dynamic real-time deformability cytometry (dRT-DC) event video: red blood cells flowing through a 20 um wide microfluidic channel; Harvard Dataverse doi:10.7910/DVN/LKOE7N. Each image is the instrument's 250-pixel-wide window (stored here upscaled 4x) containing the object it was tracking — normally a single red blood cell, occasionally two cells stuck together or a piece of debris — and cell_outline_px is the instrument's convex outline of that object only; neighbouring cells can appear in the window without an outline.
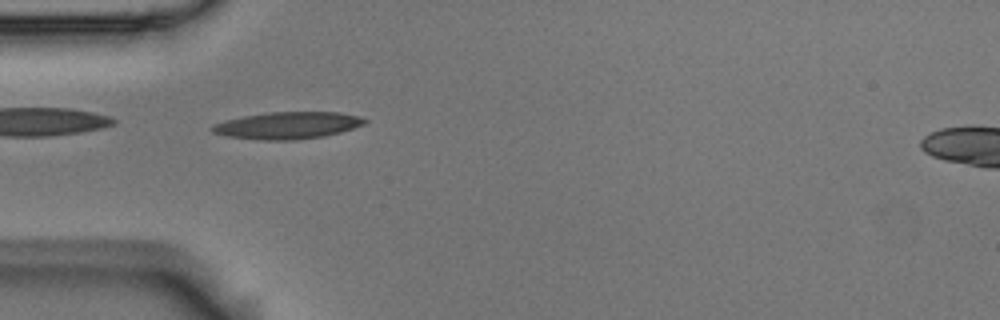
{"species": "Egyptian fruit bat (a non-hibernating species)", "species_latin": "Rousettus aegyptiacus", "temperature_condition": "room temperature", "stored_images_in_passage": 6, "camera_frame_rate_fps": 3000, "um_per_image_px": 0.085, "animal": {"sex": "male"}, "frame": {"image": 1, "passage_image": 5, "time_ms": 1.333, "image_size_px": [1000, 320], "cell_outline_px": [[368, 120], [364, 124], [340, 132], [324, 136], [296, 140], [264, 140], [228, 136], [212, 132], [212, 124], [224, 120], [244, 116], [268, 112], [340, 112], [360, 116]], "centroid_in_image_um": [24.46, 10.65], "position_along_channel_um": 60.5, "area_um2": 23.93}}